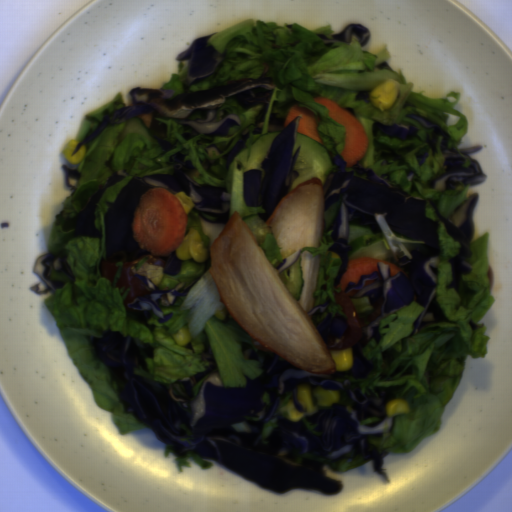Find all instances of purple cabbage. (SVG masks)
<instances>
[{"instance_id":"purple-cabbage-1","label":"purple cabbage","mask_w":512,"mask_h":512,"mask_svg":"<svg viewBox=\"0 0 512 512\" xmlns=\"http://www.w3.org/2000/svg\"><path fill=\"white\" fill-rule=\"evenodd\" d=\"M335 171L327 175L324 212L337 202L331 245L327 252L341 258L340 271L332 290L359 291L349 300L358 313L359 323L380 314L363 327L361 339L350 348L353 366L336 374L306 371L277 353L252 349L249 360L258 361L263 374L245 375V384L225 387L218 372L211 373L196 395L191 380L183 377L188 396L177 395L172 387L136 374L138 366L149 372L147 358L155 348L141 339L116 329L102 330L89 337L90 350L112 375L118 378L117 398L124 413L152 428L158 440L186 458L189 452L214 459L227 468L253 480L273 492L293 488L318 489L326 493L342 490V482L327 476L322 460H339L349 451H358L362 461L372 460L373 470L385 478L384 458L371 438L389 436L395 416L386 413L389 401L396 399L393 387H376L378 396L363 394L359 383L348 377L364 379L375 370L378 358H367L362 349L372 340H383L382 321L396 310L409 306L416 297L422 305L409 337L430 324H453L437 300L441 262L440 223L427 214L426 200L415 197L400 185L388 183L389 173L376 176L371 167L353 164L347 171L342 155L332 158ZM377 258L399 266L389 277V266L377 263L378 272L362 276L345 290L336 288L348 260ZM364 287V280H374ZM299 384L340 391L338 404L320 407L319 412L303 415L297 422L281 408L296 402Z\"/></svg>"},{"instance_id":"purple-cabbage-2","label":"purple cabbage","mask_w":512,"mask_h":512,"mask_svg":"<svg viewBox=\"0 0 512 512\" xmlns=\"http://www.w3.org/2000/svg\"><path fill=\"white\" fill-rule=\"evenodd\" d=\"M194 38L190 45L177 54V60H187L188 73L182 83V92L176 96H167L155 88L136 87L129 93L128 107L104 109L101 117L87 115L86 119L96 121V126L90 131L88 137L78 142L70 157L75 156L77 150L99 136L108 125L127 124L140 114H152L148 127V135L156 142L162 152L177 149L166 139V129L155 119L154 115L168 117L176 121L181 129H188L194 135L183 133V139L190 140L202 135L209 140H196L198 144H211L219 136L230 135L229 130L239 127L238 117L228 115L219 122H211L218 109L224 106L228 98L237 100L243 111H249L254 105L261 107L255 118L254 134L262 133V125L267 115L274 84V76H267L269 66L262 63V71L258 78H244L228 80L227 84L206 87L196 92L191 91V85L208 77L217 71L226 59V50L218 52L211 44L207 46L209 38L217 34Z\"/></svg>"},{"instance_id":"purple-cabbage-3","label":"purple cabbage","mask_w":512,"mask_h":512,"mask_svg":"<svg viewBox=\"0 0 512 512\" xmlns=\"http://www.w3.org/2000/svg\"><path fill=\"white\" fill-rule=\"evenodd\" d=\"M186 154L170 156L168 164L173 166L172 174H148L134 176L108 204L104 215V239L106 261L124 264L152 255L140 248L134 238L132 222L139 200L144 192L152 188H161L176 194L183 191L193 202L191 211L198 213L207 221L226 224L230 219L231 197L227 190L208 184H197L191 170L197 169L192 161L185 160Z\"/></svg>"},{"instance_id":"purple-cabbage-4","label":"purple cabbage","mask_w":512,"mask_h":512,"mask_svg":"<svg viewBox=\"0 0 512 512\" xmlns=\"http://www.w3.org/2000/svg\"><path fill=\"white\" fill-rule=\"evenodd\" d=\"M300 118L302 115L292 119L274 138L260 163V168L263 169L262 180L261 170L255 168L244 172L242 184L244 202L247 207L264 208V212L257 214L265 223L281 199L290 192L299 176V172L294 168L301 153V145L295 153L294 149Z\"/></svg>"},{"instance_id":"purple-cabbage-5","label":"purple cabbage","mask_w":512,"mask_h":512,"mask_svg":"<svg viewBox=\"0 0 512 512\" xmlns=\"http://www.w3.org/2000/svg\"><path fill=\"white\" fill-rule=\"evenodd\" d=\"M405 117H411L415 119L424 129L431 128V138L426 132V141L431 147L432 154L436 156L438 153L437 140L438 137H442L440 149L444 155L445 161L443 163L445 171L437 173L434 177L429 179L427 187L434 190H454L457 189L459 183L466 186L477 185L487 179V175L482 171V165L478 160L472 159L469 155L480 152L482 149L481 145L471 146L468 148L459 149L463 155L468 159L469 167H464L465 163L463 157L456 152V149L449 147L448 138L449 135L440 124L432 121L431 119L408 113Z\"/></svg>"},{"instance_id":"purple-cabbage-6","label":"purple cabbage","mask_w":512,"mask_h":512,"mask_svg":"<svg viewBox=\"0 0 512 512\" xmlns=\"http://www.w3.org/2000/svg\"><path fill=\"white\" fill-rule=\"evenodd\" d=\"M479 194L473 193L467 196L466 200L460 202L449 218H445L439 210V199L430 198V203L434 209L435 216L439 218L453 241L459 242L457 253L449 260L451 268V282L446 284V291L454 289L459 293L460 283L463 275H467L472 271L473 266L470 265L463 257H472L471 241L475 235V221L473 220V212L478 203Z\"/></svg>"},{"instance_id":"purple-cabbage-7","label":"purple cabbage","mask_w":512,"mask_h":512,"mask_svg":"<svg viewBox=\"0 0 512 512\" xmlns=\"http://www.w3.org/2000/svg\"><path fill=\"white\" fill-rule=\"evenodd\" d=\"M113 158L114 152L105 163L106 168L110 171L109 180L97 188L82 211L75 212V216L65 217L62 210L54 216V224L59 225L61 231L73 229L71 233L60 238L59 247L69 245L75 238H103L101 231L95 226L98 202L106 189L128 179V174L115 170L111 164Z\"/></svg>"},{"instance_id":"purple-cabbage-8","label":"purple cabbage","mask_w":512,"mask_h":512,"mask_svg":"<svg viewBox=\"0 0 512 512\" xmlns=\"http://www.w3.org/2000/svg\"><path fill=\"white\" fill-rule=\"evenodd\" d=\"M70 250H61L59 252H50L39 255L33 263V273L38 277V283H35L29 292L37 295H45L48 292L53 293L54 291L61 289L64 286V282L54 281L50 275V266L56 271H62L65 273L70 281V300L71 303L77 305L76 302V290H75V276L68 264L67 257Z\"/></svg>"},{"instance_id":"purple-cabbage-9","label":"purple cabbage","mask_w":512,"mask_h":512,"mask_svg":"<svg viewBox=\"0 0 512 512\" xmlns=\"http://www.w3.org/2000/svg\"><path fill=\"white\" fill-rule=\"evenodd\" d=\"M135 278L142 281L146 286H148L152 291L147 295H139L129 303H127L126 306L131 307L133 309H136L138 311H150L154 314H156L159 319V323H166L169 319H172L174 317V312H169L168 314H165L159 309L158 301L160 300L161 305L163 306H169L177 302L178 298L180 296H186L187 293L193 288V286L202 278L197 279L195 282H193L187 289L185 288L186 283L179 281V284L172 289H169L168 287H164L163 289H159L158 285L155 284L153 281L149 280L148 278L137 275L133 273Z\"/></svg>"},{"instance_id":"purple-cabbage-10","label":"purple cabbage","mask_w":512,"mask_h":512,"mask_svg":"<svg viewBox=\"0 0 512 512\" xmlns=\"http://www.w3.org/2000/svg\"><path fill=\"white\" fill-rule=\"evenodd\" d=\"M330 305L331 298L328 296L322 304L312 306V308L307 312L311 320L314 315H323L324 313H327L325 317L315 325L322 340L327 345L330 339H341L348 327L347 318L345 319L339 312H336V315H333L329 310Z\"/></svg>"},{"instance_id":"purple-cabbage-11","label":"purple cabbage","mask_w":512,"mask_h":512,"mask_svg":"<svg viewBox=\"0 0 512 512\" xmlns=\"http://www.w3.org/2000/svg\"><path fill=\"white\" fill-rule=\"evenodd\" d=\"M371 133L373 137H377L378 132L389 136L390 142L392 143L393 139H398L401 141L416 139L418 141L424 142L422 138L418 135V128L416 125L408 124L407 128H402L398 124H384L377 120L372 121L370 127Z\"/></svg>"},{"instance_id":"purple-cabbage-12","label":"purple cabbage","mask_w":512,"mask_h":512,"mask_svg":"<svg viewBox=\"0 0 512 512\" xmlns=\"http://www.w3.org/2000/svg\"><path fill=\"white\" fill-rule=\"evenodd\" d=\"M352 32H355L358 35L361 46L368 43L370 39V30L364 27L361 23L347 24L341 32L331 34V38L322 34H316V36L323 46L328 48L336 43H350L352 39Z\"/></svg>"},{"instance_id":"purple-cabbage-13","label":"purple cabbage","mask_w":512,"mask_h":512,"mask_svg":"<svg viewBox=\"0 0 512 512\" xmlns=\"http://www.w3.org/2000/svg\"><path fill=\"white\" fill-rule=\"evenodd\" d=\"M250 138V128H245L243 133H239L238 139L235 144L230 148V150L222 155L224 160V165L229 169L230 165L234 161L236 157L241 153V151L246 148V140Z\"/></svg>"},{"instance_id":"purple-cabbage-14","label":"purple cabbage","mask_w":512,"mask_h":512,"mask_svg":"<svg viewBox=\"0 0 512 512\" xmlns=\"http://www.w3.org/2000/svg\"><path fill=\"white\" fill-rule=\"evenodd\" d=\"M181 261L177 255L175 250L170 253L169 257L167 258L165 262V266L163 269V274H170V275H176L179 273L181 268Z\"/></svg>"},{"instance_id":"purple-cabbage-15","label":"purple cabbage","mask_w":512,"mask_h":512,"mask_svg":"<svg viewBox=\"0 0 512 512\" xmlns=\"http://www.w3.org/2000/svg\"><path fill=\"white\" fill-rule=\"evenodd\" d=\"M61 167H62L63 172H64V181H65L67 187L70 189L71 195L75 194V192L77 190V187L76 186H72L70 184L69 178H74V179H76L78 181V180L82 179V174H80L76 170H73V169L69 168L66 165L65 166H61Z\"/></svg>"},{"instance_id":"purple-cabbage-16","label":"purple cabbage","mask_w":512,"mask_h":512,"mask_svg":"<svg viewBox=\"0 0 512 512\" xmlns=\"http://www.w3.org/2000/svg\"><path fill=\"white\" fill-rule=\"evenodd\" d=\"M301 254V250H298L291 255L287 256L286 258L282 259L281 264L277 265L276 270L277 272L281 273L285 269H287L290 265H292L295 261L298 260L299 256Z\"/></svg>"},{"instance_id":"purple-cabbage-17","label":"purple cabbage","mask_w":512,"mask_h":512,"mask_svg":"<svg viewBox=\"0 0 512 512\" xmlns=\"http://www.w3.org/2000/svg\"><path fill=\"white\" fill-rule=\"evenodd\" d=\"M417 162L421 166L428 159V151L423 154L416 155Z\"/></svg>"},{"instance_id":"purple-cabbage-18","label":"purple cabbage","mask_w":512,"mask_h":512,"mask_svg":"<svg viewBox=\"0 0 512 512\" xmlns=\"http://www.w3.org/2000/svg\"><path fill=\"white\" fill-rule=\"evenodd\" d=\"M377 67H378V68H380L381 70H382V69H384V68H387V69H389V70H391V71H392V67H390V66L387 64V62H386V61H385V62H381Z\"/></svg>"},{"instance_id":"purple-cabbage-19","label":"purple cabbage","mask_w":512,"mask_h":512,"mask_svg":"<svg viewBox=\"0 0 512 512\" xmlns=\"http://www.w3.org/2000/svg\"><path fill=\"white\" fill-rule=\"evenodd\" d=\"M469 324H470L471 328H473L474 330H475L476 328H478V326H477L476 322H473L472 320H469Z\"/></svg>"}]
</instances>
